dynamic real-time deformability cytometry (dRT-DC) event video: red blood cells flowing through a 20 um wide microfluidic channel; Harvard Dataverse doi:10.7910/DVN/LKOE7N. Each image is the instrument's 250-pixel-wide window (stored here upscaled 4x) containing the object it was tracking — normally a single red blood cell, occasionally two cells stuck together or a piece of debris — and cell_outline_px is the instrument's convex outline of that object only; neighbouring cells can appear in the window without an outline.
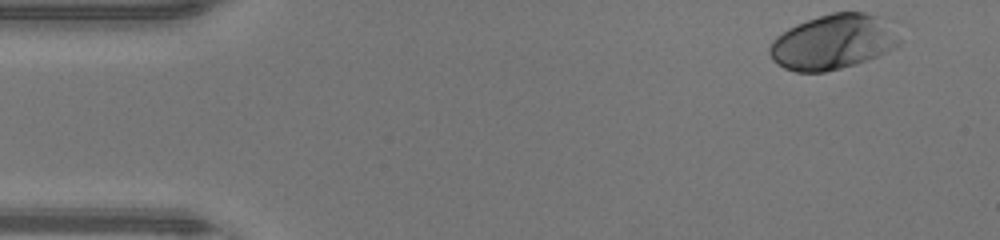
{"species": "human", "species_latin": "Homo sapiens", "temperature_condition": "warm", "stored_images_in_passage": 42, "camera_frame_rate_fps": 3000, "um_per_image_px": 0.085, "donor": {"sex": "male"}, "frame": {"image": 1, "passage_image": 1, "time_ms": 0.0, "image_size_px": [1000, 240], "cell_outline_px": [[900, 44], [876, 56], [856, 64], [824, 72], [796, 72], [784, 68], [772, 60], [768, 52], [768, 48], [772, 40], [776, 36], [788, 28], [796, 24], [832, 12], [864, 12], [880, 16], [900, 40]], "centroid_in_image_um": [70.73, 3.58], "position_along_channel_um": 14.3, "area_um2": 41.1}}
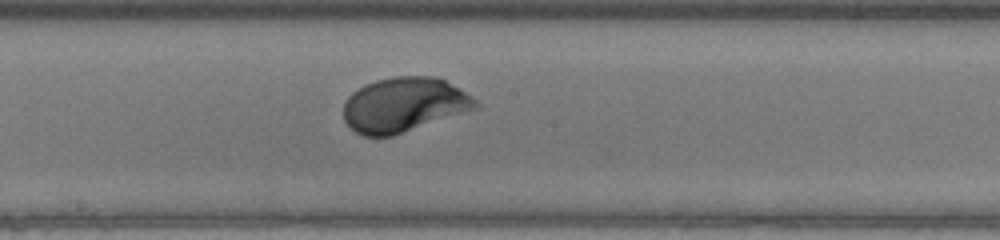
{"frame": {"image": 2, "passage_image": 23, "time_ms": 7.333, "image_size_px": [1000, 240], "cell_outline_px": [[480, 108], [392, 136], [364, 136], [356, 132], [344, 120], [344, 100], [352, 92], [364, 84], [376, 80], [396, 76], [436, 76], [460, 88], [472, 96], [480, 104]], "centroid_in_image_um": [34.36, 8.9], "position_along_channel_um": 213.8, "area_um2": 42.25}}
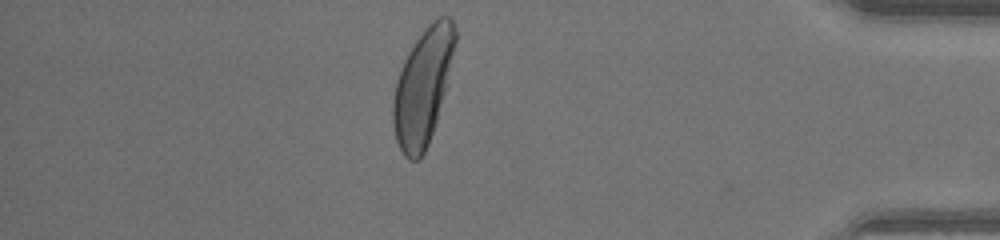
{"frame": {"image": 3, "passage_image": 39, "time_ms": 12.667, "image_size_px": [1000, 240], "cell_outline_px": [[456, 40], [444, 92], [436, 120], [428, 144], [420, 160], [408, 160], [404, 156], [396, 140], [392, 124], [392, 104], [396, 80], [404, 60], [408, 52], [424, 28], [432, 20], [440, 16], [452, 16], [456, 28]], "centroid_in_image_um": [35.92, 7.35], "position_along_channel_um": 399.3, "area_um2": 41.67}, "authors_computed_cell_mechanics": {"area_um2": 40.3155, "velocity_mm_per_s": 4.2815, "shape_relaxation_time_tau1_ms": 2.1849, "shape_relaxation_time_tau2_ms": null, "deformation_change_tau1": 0.1604, "deformation_change_tau2": null}}